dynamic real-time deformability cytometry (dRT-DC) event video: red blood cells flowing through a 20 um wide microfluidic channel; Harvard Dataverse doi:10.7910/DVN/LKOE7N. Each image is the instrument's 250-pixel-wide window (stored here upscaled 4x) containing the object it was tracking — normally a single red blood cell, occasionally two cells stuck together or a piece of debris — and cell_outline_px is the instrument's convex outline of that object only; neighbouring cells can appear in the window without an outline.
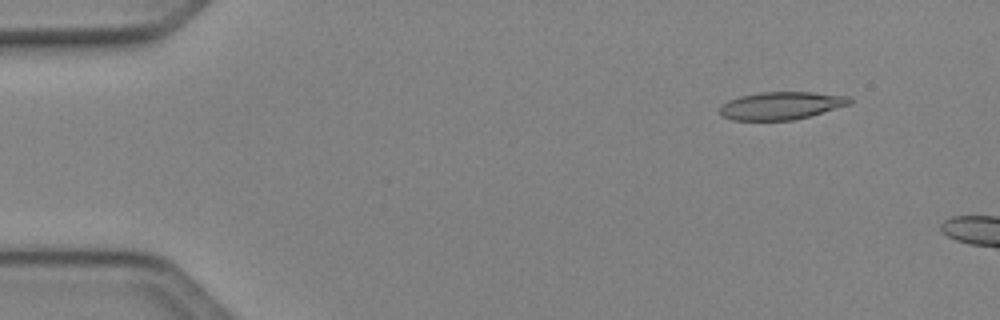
{"species": "Egyptian fruit bat (a non-hibernating species)", "species_latin": "Rousettus aegyptiacus", "temperature_condition": "cold", "stored_images_in_passage": 8, "camera_frame_rate_fps": 3000, "um_per_image_px": 0.085, "animal": {"sex": "female"}, "frame": {"image": 1, "passage_image": 5, "time_ms": 1.333, "image_size_px": [1000, 320], "cell_outline_px": [[852, 104], [808, 116], [792, 120], [732, 120], [724, 116], [720, 112], [720, 108], [728, 100], [740, 96], [764, 92], [812, 92], [848, 96], [852, 100]], "centroid_in_image_um": [66.43, 8.97], "position_along_channel_um": 18.6, "area_um2": 20.75}}